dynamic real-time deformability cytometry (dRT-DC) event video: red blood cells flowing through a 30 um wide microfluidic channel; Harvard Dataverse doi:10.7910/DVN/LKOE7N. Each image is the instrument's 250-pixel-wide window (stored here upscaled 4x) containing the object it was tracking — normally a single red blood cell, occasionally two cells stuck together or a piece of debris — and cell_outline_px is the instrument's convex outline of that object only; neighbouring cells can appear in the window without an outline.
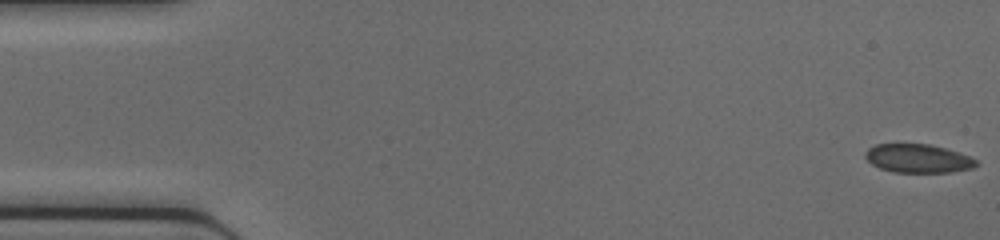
{"species": "common noctule bat (a hibernating species)", "species_latin": "Nyctalus noctula", "temperature_condition": "cold", "stored_images_in_passage": 46, "camera_frame_rate_fps": 3000, "um_per_image_px": 0.085, "animal": {"sex": "female", "body_mass_g": 17.0, "forearm_length_mm": 48.0}, "frame": {"image": 1, "passage_image": 1, "time_ms": 0.0, "image_size_px": [1000, 240], "cell_outline_px": [[976, 164], [972, 168], [952, 172], [892, 172], [880, 168], [872, 164], [864, 156], [864, 152], [868, 148], [876, 144], [928, 144], [944, 148], [968, 156], [976, 160]], "centroid_in_image_um": [77.97, 13.47], "position_along_channel_um": 7.0, "area_um2": 18.26}}
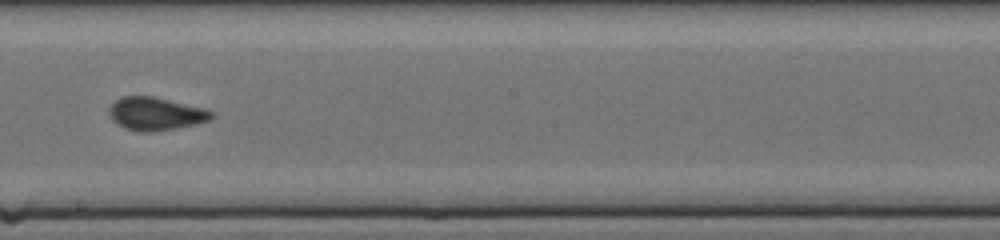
{"frame": {"image": 2, "passage_image": 26, "time_ms": 8.333, "image_size_px": [1000, 240], "cell_outline_px": [[216, 116], [208, 120], [196, 124], [176, 128], [152, 132], [140, 132], [124, 128], [116, 124], [112, 120], [108, 112], [108, 108], [120, 96], [152, 96], [208, 108], [216, 112]], "centroid_in_image_um": [13.26, 9.66], "position_along_channel_um": 234.9, "area_um2": 20.11}}
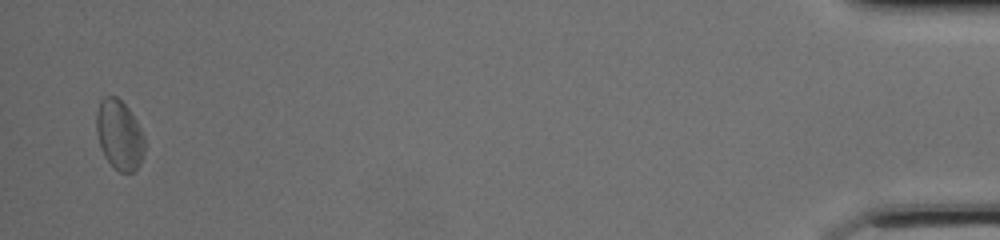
{"frame": {"image": 3, "passage_image": 45, "time_ms": 14.667, "image_size_px": [1000, 240], "cell_outline_px": [[144, 152], [140, 164], [136, 172], [120, 172], [104, 156], [100, 148], [96, 132], [96, 112], [100, 100], [104, 96], [116, 96], [128, 108], [136, 120], [144, 136]], "centroid_in_image_um": [10.13, 11.46], "position_along_channel_um": 425.1, "area_um2": 19.65}}